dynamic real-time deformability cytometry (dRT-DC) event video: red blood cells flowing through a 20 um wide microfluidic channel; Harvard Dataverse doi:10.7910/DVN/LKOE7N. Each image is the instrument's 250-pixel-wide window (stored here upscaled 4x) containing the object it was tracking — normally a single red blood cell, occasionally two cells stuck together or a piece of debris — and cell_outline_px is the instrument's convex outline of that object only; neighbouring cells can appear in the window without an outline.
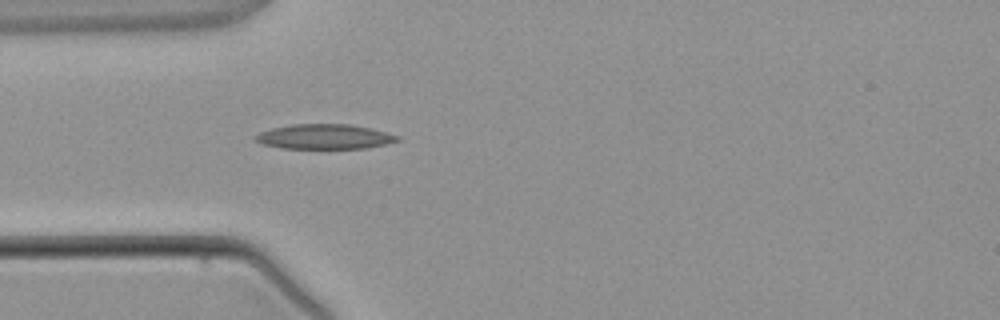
{"species": "common noctule bat (a hibernating species)", "species_latin": "Nyctalus noctula", "temperature_condition": "warm", "stored_images_in_passage": 2, "camera_frame_rate_fps": 3000, "um_per_image_px": 0.085, "animal": {"sex": "male", "body_mass_g": 21.5, "forearm_length_mm": 52.0}, "frame": {"image": 1, "passage_image": 2, "time_ms": 2.333, "image_size_px": [1000, 320], "cell_outline_px": [[400, 140], [368, 148], [280, 148], [264, 144], [252, 140], [252, 136], [260, 132], [272, 128], [292, 124], [352, 124], [400, 136]], "centroid_in_image_um": [27.53, 11.61], "position_along_channel_um": 57.5, "area_um2": 20.52}}